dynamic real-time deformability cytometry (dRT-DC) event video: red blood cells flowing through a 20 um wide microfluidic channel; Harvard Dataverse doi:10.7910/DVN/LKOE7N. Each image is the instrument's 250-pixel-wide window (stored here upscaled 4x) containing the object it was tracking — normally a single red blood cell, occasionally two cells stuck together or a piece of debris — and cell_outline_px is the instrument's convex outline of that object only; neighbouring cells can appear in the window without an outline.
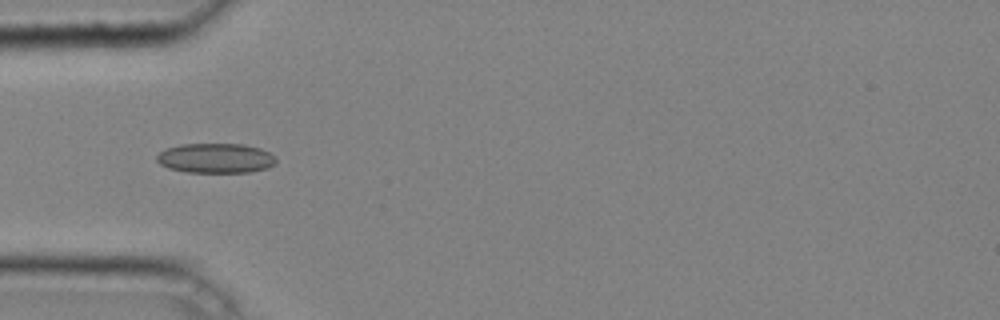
{"species": "common noctule bat (a hibernating species)", "species_latin": "Nyctalus noctula", "temperature_condition": "cold", "stored_images_in_passage": 34, "camera_frame_rate_fps": 3000, "um_per_image_px": 0.085, "animal": {"sex": "male", "body_mass_g": 20.4}, "frame": {"image": 1, "passage_image": 4, "time_ms": 1.0, "image_size_px": [1000, 320], "cell_outline_px": [[276, 164], [268, 168], [252, 172], [184, 172], [168, 168], [160, 164], [156, 160], [156, 156], [164, 148], [180, 144], [244, 144], [260, 148], [268, 152], [276, 160]], "centroid_in_image_um": [18.31, 13.44], "position_along_channel_um": 66.7, "area_um2": 20.87}}
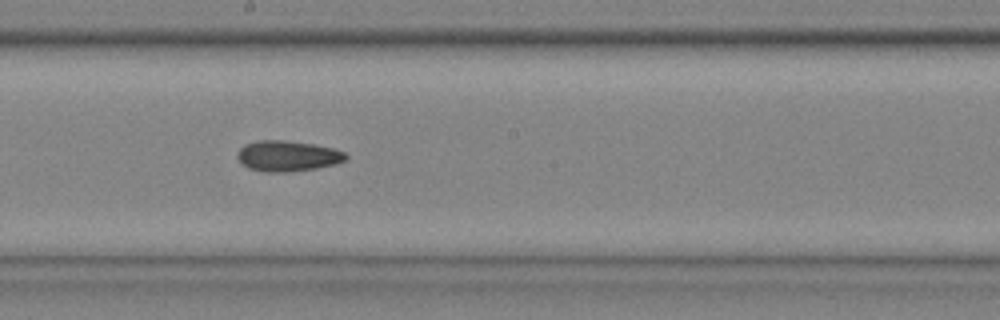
{"frame": {"image": 2, "passage_image": 15, "time_ms": 4.667, "image_size_px": [1000, 320], "cell_outline_px": [[348, 156], [344, 160], [336, 164], [316, 168], [288, 172], [264, 172], [248, 168], [236, 156], [236, 152], [244, 144], [260, 140], [284, 140], [312, 144], [332, 148], [344, 152]], "centroid_in_image_um": [24.41, 13.26], "position_along_channel_um": 223.8, "area_um2": 19.31}}
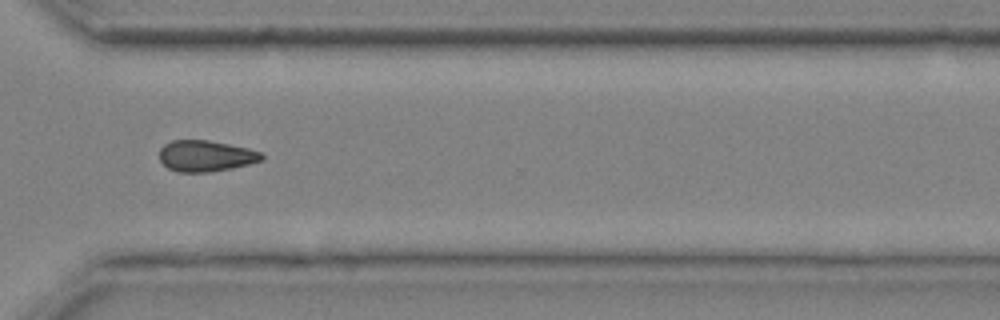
{"frame": {"image": 3, "passage_image": 24, "time_ms": 7.667, "image_size_px": [1000, 320], "cell_outline_px": [[264, 160], [232, 168], [212, 172], [176, 172], [168, 168], [160, 160], [160, 148], [164, 144], [172, 140], [208, 140], [248, 148], [260, 152], [264, 156]], "centroid_in_image_um": [17.48, 13.26], "position_along_channel_um": 353.1, "area_um2": 18.61}, "authors_computed_cell_mechanics": {"area_um2": 19.1029, "velocity_mm_per_s": 4.2949, "shape_relaxation_time_tau1_ms": 4.1677, "shape_relaxation_time_tau2_ms": null, "deformation_change_tau1": 0.0794, "deformation_change_tau2": null}}